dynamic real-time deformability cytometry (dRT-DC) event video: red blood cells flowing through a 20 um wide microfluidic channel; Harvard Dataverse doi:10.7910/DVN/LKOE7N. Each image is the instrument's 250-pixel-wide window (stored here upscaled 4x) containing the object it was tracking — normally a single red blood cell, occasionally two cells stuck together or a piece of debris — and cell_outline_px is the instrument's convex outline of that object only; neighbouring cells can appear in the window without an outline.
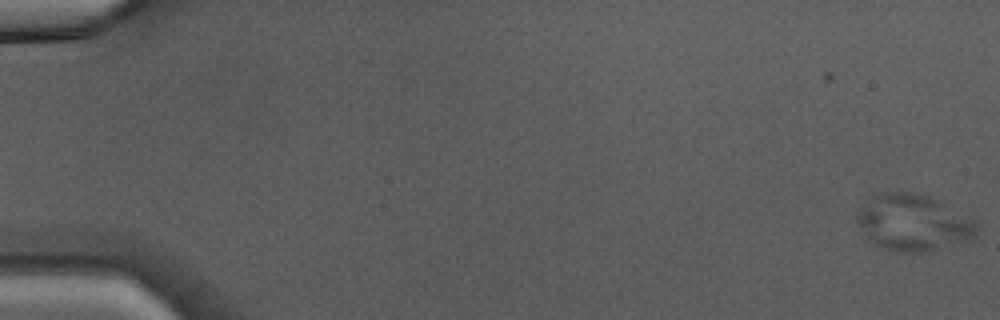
{"species": "Egyptian fruit bat (a non-hibernating species)", "species_latin": "Rousettus aegyptiacus", "temperature_condition": "warm", "stored_images_in_passage": 47, "camera_frame_rate_fps": 3000, "um_per_image_px": 0.085, "animal": {"sex": "male"}, "frame": {"image": 1, "passage_image": 1, "time_ms": 0.0, "image_size_px": [1000, 320], "cell_outline_px": [[980, 228], [968, 240], [920, 252], [888, 252], [876, 248], [860, 232], [856, 220], [856, 212], [872, 196], [880, 192], [912, 192], [928, 196], [980, 224]], "centroid_in_image_um": [77.5, 18.95], "position_along_channel_um": 7.5, "area_um2": 39.3}}
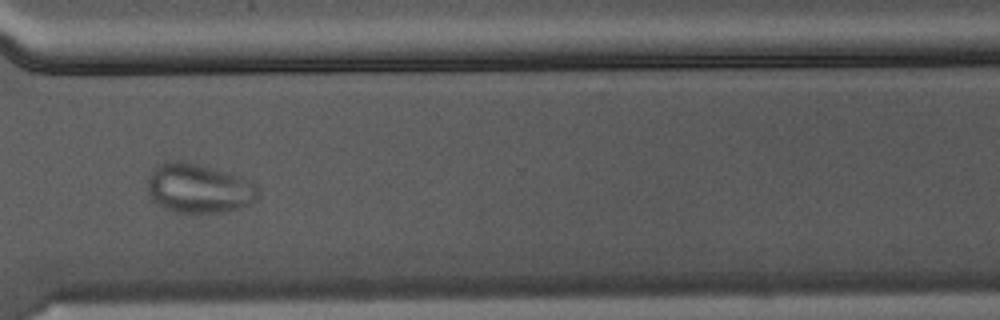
{"frame": {"image": 2, "passage_image": 36, "time_ms": 11.667, "image_size_px": [1000, 320], "cell_outline_px": [[260, 196], [256, 200], [240, 208], [224, 212], [176, 212], [164, 208], [152, 200], [148, 188], [148, 176], [152, 168], [156, 164], [164, 160], [180, 160], [196, 164], [240, 176], [256, 184], [260, 188]], "centroid_in_image_um": [16.89, 15.99], "position_along_channel_um": 353.7, "area_um2": 32.02}}
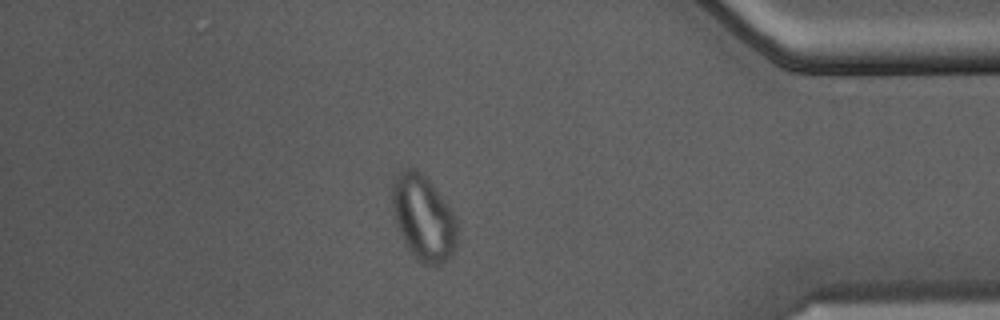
{"frame": {"image": 3, "passage_image": 41, "time_ms": 13.333, "image_size_px": [1000, 320], "cell_outline_px": [[456, 248], [452, 256], [448, 260], [440, 264], [424, 264], [404, 244], [400, 236], [396, 224], [392, 208], [392, 184], [400, 172], [408, 168], [416, 168], [432, 184], [456, 216]], "centroid_in_image_um": [35.98, 18.53], "position_along_channel_um": 399.2, "area_um2": 32.08}}